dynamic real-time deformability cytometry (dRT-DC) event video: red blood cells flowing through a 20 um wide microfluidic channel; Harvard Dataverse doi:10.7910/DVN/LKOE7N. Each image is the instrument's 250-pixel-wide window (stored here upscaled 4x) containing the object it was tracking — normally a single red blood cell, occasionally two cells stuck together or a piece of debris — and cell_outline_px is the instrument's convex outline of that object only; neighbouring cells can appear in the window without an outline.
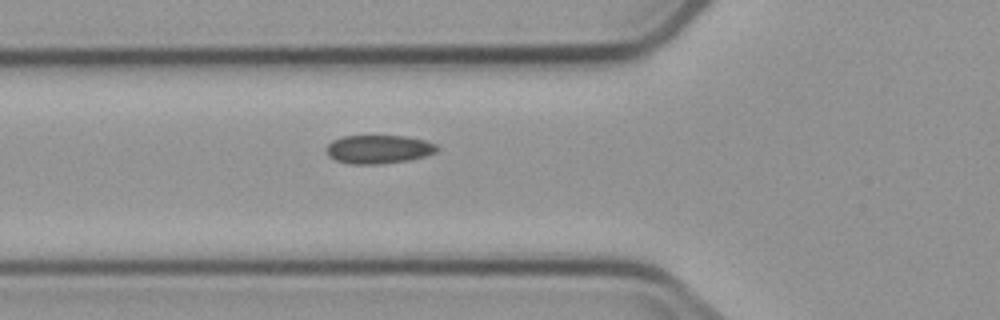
{"species": "common noctule bat (a hibernating species)", "species_latin": "Nyctalus noctula", "temperature_condition": "cold", "stored_images_in_passage": 4, "camera_frame_rate_fps": 3000, "um_per_image_px": 0.085, "animal": {"sex": "male", "body_mass_g": 23.1, "forearm_length_mm": 52.7}, "frame": {"image": 1, "passage_image": 4, "time_ms": 5.0, "image_size_px": [1000, 320], "cell_outline_px": [[440, 148], [436, 152], [424, 156], [408, 160], [384, 164], [352, 164], [336, 160], [328, 156], [324, 148], [332, 140], [340, 136], [408, 136], [424, 140], [436, 144]], "centroid_in_image_um": [32.16, 12.68], "position_along_channel_um": 93.6, "area_um2": 18.61}}